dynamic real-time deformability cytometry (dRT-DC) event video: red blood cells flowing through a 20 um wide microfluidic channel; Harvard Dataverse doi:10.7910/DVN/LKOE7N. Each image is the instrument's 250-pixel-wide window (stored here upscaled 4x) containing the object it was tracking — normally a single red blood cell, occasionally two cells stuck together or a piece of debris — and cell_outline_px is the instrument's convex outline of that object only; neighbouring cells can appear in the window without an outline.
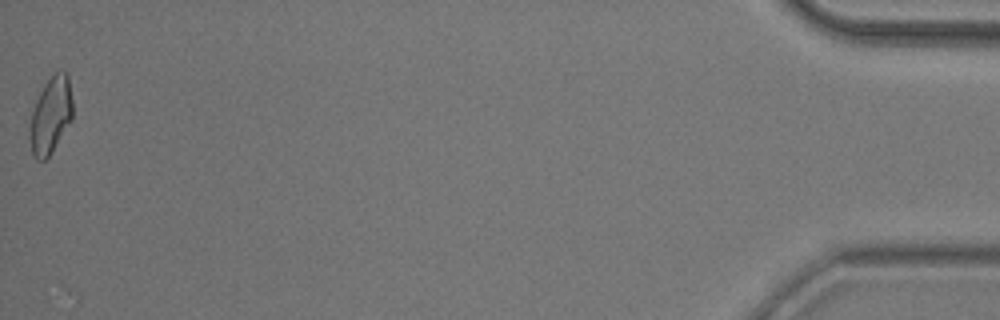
{"species": "common noctule bat (a hibernating species)", "species_latin": "Nyctalus noctula", "temperature_condition": "room temperature", "stored_images_in_passage": 52, "camera_frame_rate_fps": 3000, "um_per_image_px": 0.085, "animal": {"sex": "male", "body_mass_g": 20.5, "forearm_length_mm": 52.5}, "frame": {"image": 1, "passage_image": 51, "time_ms": 16.667, "image_size_px": [1000, 320], "cell_outline_px": [[72, 120], [52, 152], [44, 160], [36, 160], [32, 152], [28, 136], [28, 128], [32, 112], [36, 100], [44, 84], [60, 68], [64, 68], [68, 72], [72, 100]], "centroid_in_image_um": [4.31, 9.78], "position_along_channel_um": 430.9, "area_um2": 19.48}}